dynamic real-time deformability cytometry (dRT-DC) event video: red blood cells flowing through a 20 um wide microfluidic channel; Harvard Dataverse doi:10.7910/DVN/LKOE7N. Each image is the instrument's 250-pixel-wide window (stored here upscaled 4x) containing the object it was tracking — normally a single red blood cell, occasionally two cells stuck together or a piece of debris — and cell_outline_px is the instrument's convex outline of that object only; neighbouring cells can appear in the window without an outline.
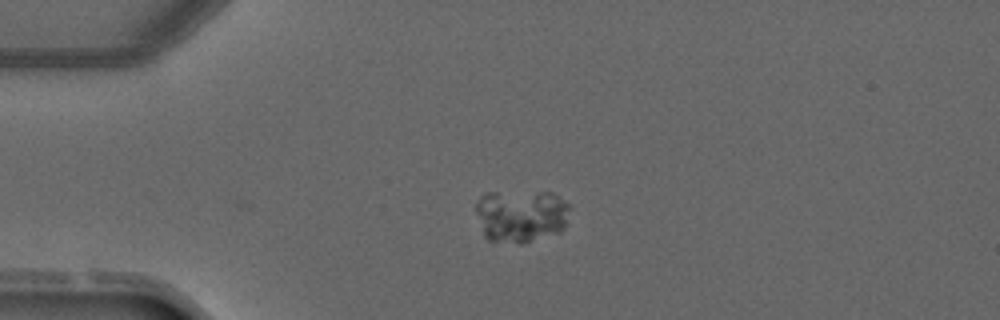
{"species": "common noctule bat (a hibernating species)", "species_latin": "Nyctalus noctula", "temperature_condition": "warm", "stored_images_in_passage": 4, "camera_frame_rate_fps": 3000, "um_per_image_px": 0.085, "animal": {"sex": "male", "forearm_length_mm": 52.5}, "frame": {"image": 1, "passage_image": 2, "time_ms": 1.333, "image_size_px": [1000, 320], "cell_outline_px": [[568, 208], [564, 224], [560, 232], [520, 244], [488, 240], [484, 236], [476, 212], [476, 200], [484, 192], [552, 192], [564, 200], [568, 204]], "centroid_in_image_um": [44.23, 18.33], "position_along_channel_um": 40.8, "area_um2": 28.9}}
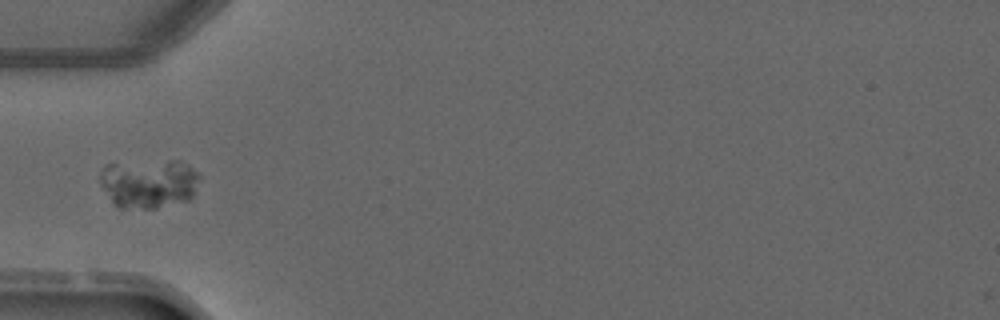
{"frame": {"image": 2, "passage_image": 3, "time_ms": 2.667, "image_size_px": [1000, 320], "cell_outline_px": [[200, 180], [192, 196], [188, 200], [156, 208], [120, 208], [112, 204], [100, 184], [100, 168], [104, 164], [168, 160], [180, 160], [200, 172]], "centroid_in_image_um": [12.64, 15.58], "position_along_channel_um": 72.4, "area_um2": 29.02}}
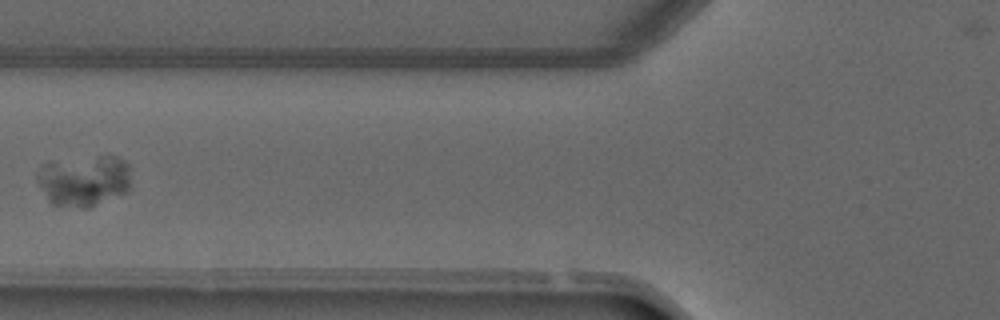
{"frame": {"image": 3, "passage_image": 4, "time_ms": 3.667, "image_size_px": [1000, 320], "cell_outline_px": [[128, 188], [124, 192], [88, 208], [84, 208], [52, 204], [48, 200], [36, 180], [36, 176], [40, 164], [52, 160], [108, 152], [124, 160], [128, 164]], "centroid_in_image_um": [7.08, 15.26], "position_along_channel_um": 118.7, "area_um2": 28.67}}